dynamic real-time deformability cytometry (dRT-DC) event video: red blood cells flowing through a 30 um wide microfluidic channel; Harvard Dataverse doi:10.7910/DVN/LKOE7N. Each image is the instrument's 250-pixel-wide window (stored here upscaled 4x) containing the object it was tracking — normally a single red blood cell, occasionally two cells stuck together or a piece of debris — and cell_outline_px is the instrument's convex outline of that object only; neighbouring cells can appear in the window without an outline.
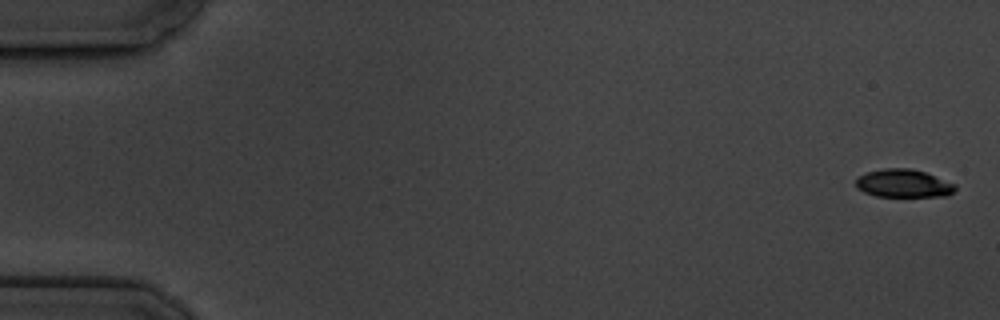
{"species": "common noctule bat (a hibernating species)", "species_latin": "Nyctalus noctula", "temperature_condition": "cold", "stored_images_in_passage": 5, "camera_frame_rate_fps": 3000, "um_per_image_px": 0.085, "animal": {"sex": "male", "body_mass_g": 19.5, "forearm_length_mm": 54.6}, "frame": {"image": 1, "passage_image": 1, "time_ms": 0.0, "image_size_px": [1000, 320], "cell_outline_px": [[956, 188], [948, 196], [876, 196], [864, 192], [856, 188], [856, 180], [860, 176], [868, 172], [884, 168], [912, 168], [924, 172], [956, 184]], "centroid_in_image_um": [76.8, 15.59], "position_along_channel_um": 8.2, "area_um2": 16.13}}
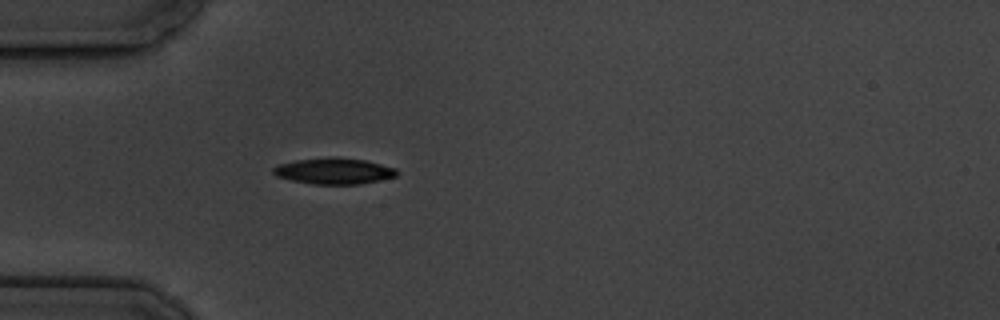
{"frame": {"image": 2, "passage_image": 5, "time_ms": 5.333, "image_size_px": [1000, 320], "cell_outline_px": [[400, 172], [396, 176], [380, 180], [360, 184], [312, 184], [292, 180], [276, 176], [272, 172], [272, 168], [280, 164], [296, 160], [332, 156], [340, 156], [364, 160], [396, 168]], "centroid_in_image_um": [28.4, 14.53], "position_along_channel_um": 56.6, "area_um2": 18.96}}